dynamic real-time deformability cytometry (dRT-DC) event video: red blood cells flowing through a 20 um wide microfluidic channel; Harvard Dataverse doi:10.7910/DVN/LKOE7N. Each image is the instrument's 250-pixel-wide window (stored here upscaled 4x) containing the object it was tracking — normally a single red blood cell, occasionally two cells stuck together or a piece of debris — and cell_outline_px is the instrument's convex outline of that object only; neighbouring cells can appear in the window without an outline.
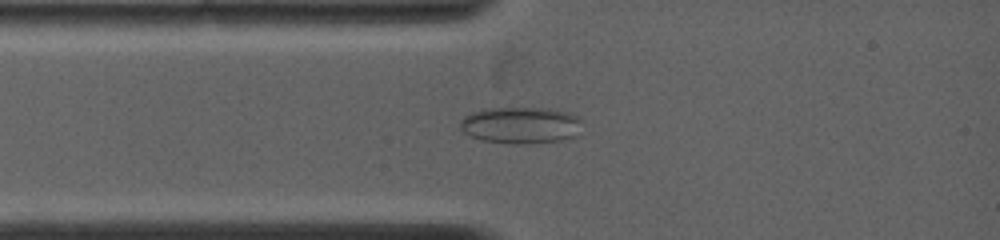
{"species": "common noctule bat (a hibernating species)", "species_latin": "Nyctalus noctula", "temperature_condition": "warm", "stored_images_in_passage": 60, "camera_frame_rate_fps": 5000, "um_per_image_px": 0.085, "animal": {"sex": "female", "body_mass_g": 19.0, "forearm_length_mm": 53.3}, "frame": {"image": 1, "passage_image": 1, "time_ms": 0.0, "image_size_px": [1000, 240], "cell_outline_px": [[580, 120], [572, 136], [560, 140], [524, 144], [516, 144], [484, 140], [472, 136], [464, 132], [460, 128], [460, 120], [464, 116], [472, 112], [484, 108], [556, 108], [568, 112], [576, 116]], "centroid_in_image_um": [44.19, 10.61], "position_along_channel_um": 40.8, "area_um2": 25.66}}
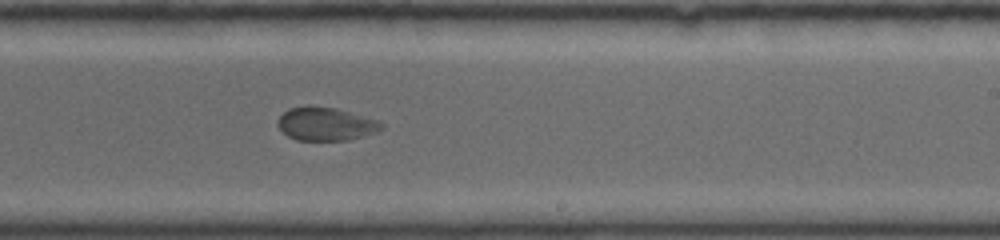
{"frame": {"image": 2, "passage_image": 29, "time_ms": 5.6, "image_size_px": [1000, 240], "cell_outline_px": [[384, 128], [376, 132], [348, 140], [296, 140], [288, 136], [280, 128], [280, 116], [288, 108], [308, 104], [336, 108], [376, 120], [384, 124]], "centroid_in_image_um": [27.69, 10.52], "position_along_channel_um": 261.3, "area_um2": 20.0}}
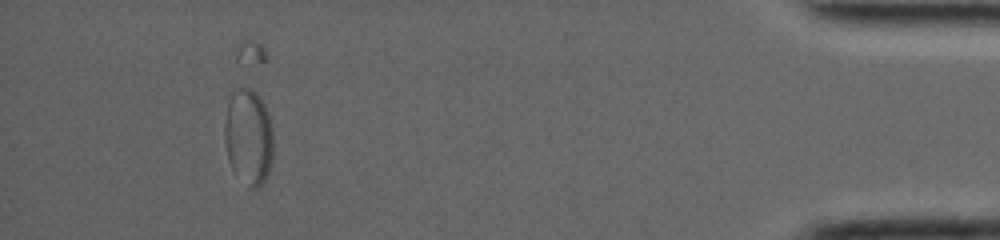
{"frame": {"image": 3, "passage_image": 59, "time_ms": 11.6, "image_size_px": [1000, 240], "cell_outline_px": [[272, 156], [268, 172], [264, 180], [256, 188], [248, 188], [232, 168], [228, 160], [224, 140], [224, 124], [228, 92], [232, 88], [248, 88], [256, 92], [260, 96], [268, 112], [272, 128]], "centroid_in_image_um": [21.08, 11.56], "position_along_channel_um": 414.1, "area_um2": 27.69}}